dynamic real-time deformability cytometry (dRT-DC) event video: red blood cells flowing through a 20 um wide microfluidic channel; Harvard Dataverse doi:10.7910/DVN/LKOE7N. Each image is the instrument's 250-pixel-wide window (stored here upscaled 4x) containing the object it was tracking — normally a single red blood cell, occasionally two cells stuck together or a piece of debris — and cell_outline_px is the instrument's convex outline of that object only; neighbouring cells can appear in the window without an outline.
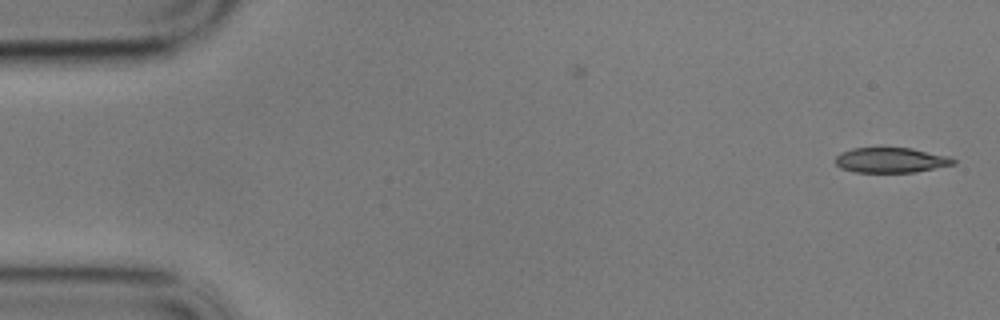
{"species": "common noctule bat (a hibernating species)", "species_latin": "Nyctalus noctula", "temperature_condition": "cold", "stored_images_in_passage": 6, "camera_frame_rate_fps": 3000, "um_per_image_px": 0.085, "animal": {"sex": "male", "body_mass_g": 17.9}, "frame": {"image": 1, "passage_image": 1, "time_ms": 0.0, "image_size_px": [1000, 320], "cell_outline_px": [[956, 164], [916, 172], [856, 172], [840, 168], [836, 164], [836, 156], [840, 152], [852, 148], [912, 148], [948, 156], [956, 160]], "centroid_in_image_um": [75.73, 13.61], "position_along_channel_um": 9.3, "area_um2": 17.28}}